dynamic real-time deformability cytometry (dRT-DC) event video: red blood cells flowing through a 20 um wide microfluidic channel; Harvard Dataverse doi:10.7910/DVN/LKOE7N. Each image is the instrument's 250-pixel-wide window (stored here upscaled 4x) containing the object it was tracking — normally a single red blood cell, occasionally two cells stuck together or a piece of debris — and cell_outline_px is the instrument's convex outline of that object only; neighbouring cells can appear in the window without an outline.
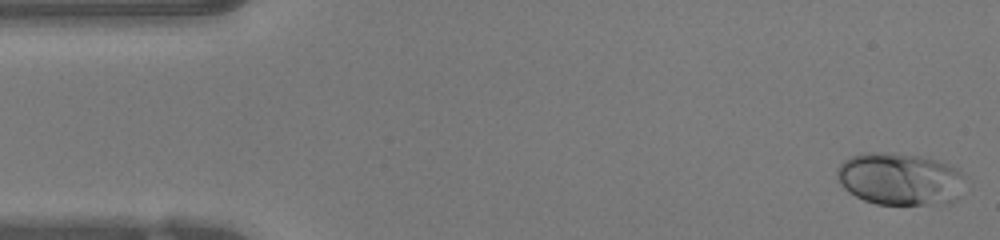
{"species": "human", "species_latin": "Homo sapiens", "temperature_condition": "warm", "stored_images_in_passage": 47, "camera_frame_rate_fps": 3000, "um_per_image_px": 0.085, "donor": {"sex": "female"}, "frame": {"image": 1, "passage_image": 1, "time_ms": 0.0, "image_size_px": [1000, 240], "cell_outline_px": [[960, 196], [952, 204], [876, 204], [864, 200], [848, 192], [840, 184], [836, 176], [836, 168], [844, 160], [852, 156], [868, 152], [892, 152], [920, 156], [936, 160], [948, 164], [956, 168], [960, 172]], "centroid_in_image_um": [76.44, 15.22], "position_along_channel_um": 8.6, "area_um2": 39.07}}
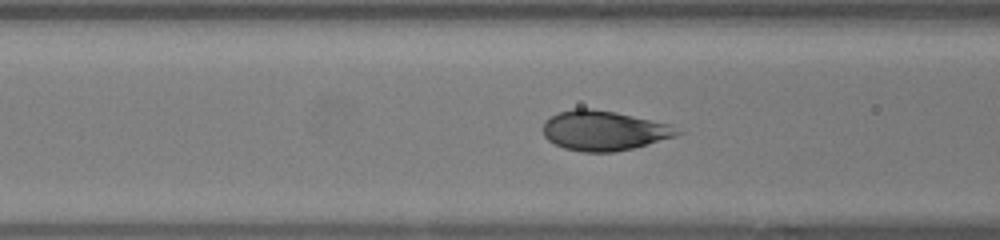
{"frame": {"image": 2, "passage_image": 17, "time_ms": 5.333, "image_size_px": [1000, 240], "cell_outline_px": [[684, 132], [676, 136], [648, 144], [632, 148], [612, 152], [584, 152], [564, 148], [548, 140], [544, 136], [544, 120], [560, 112], [576, 108], [592, 108], [616, 112], [672, 124]], "centroid_in_image_um": [51.37, 11.09], "position_along_channel_um": 115.2, "area_um2": 31.15}}
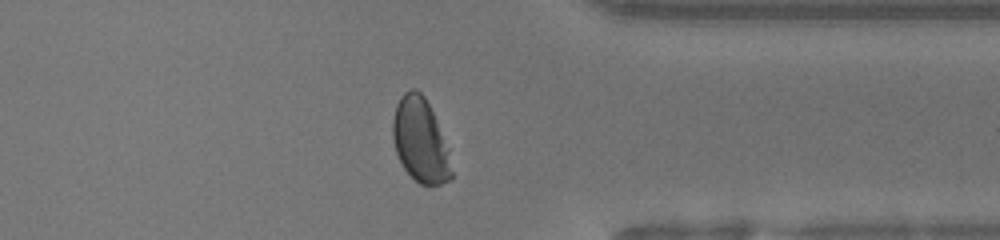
{"frame": {"image": 3, "passage_image": 36, "time_ms": 11.667, "image_size_px": [1000, 240], "cell_outline_px": [[452, 176], [448, 180], [440, 184], [420, 184], [404, 168], [396, 152], [392, 136], [392, 120], [396, 104], [400, 96], [404, 92], [412, 88], [416, 88], [424, 96], [436, 120], [448, 148], [452, 172]], "centroid_in_image_um": [35.7, 11.9], "position_along_channel_um": 375.7, "area_um2": 28.5}, "authors_computed_cell_mechanics": {"area_um2": 32.3102, "velocity_mm_per_s": 4.2404, "shape_relaxation_time_tau1_ms": 2.9706, "shape_relaxation_time_tau2_ms": null, "deformation_change_tau1": 0.1898, "deformation_change_tau2": null}}